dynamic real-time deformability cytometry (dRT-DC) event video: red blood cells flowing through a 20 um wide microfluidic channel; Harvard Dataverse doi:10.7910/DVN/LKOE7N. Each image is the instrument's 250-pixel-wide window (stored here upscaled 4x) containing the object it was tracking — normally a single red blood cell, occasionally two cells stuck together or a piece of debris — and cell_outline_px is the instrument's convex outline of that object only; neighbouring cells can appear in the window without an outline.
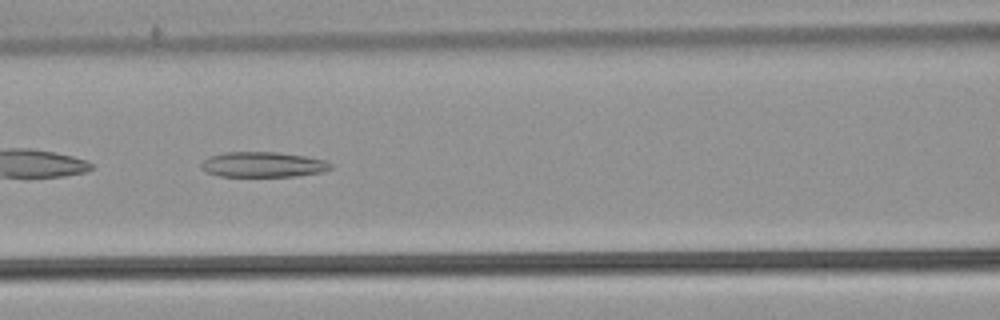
{"species": "common noctule bat (a hibernating species)", "species_latin": "Nyctalus noctula", "temperature_condition": "warm", "stored_images_in_passage": 30, "camera_frame_rate_fps": 3000, "um_per_image_px": 0.085, "animal": {"sex": "male", "body_mass_g": 21.5, "forearm_length_mm": 52.0}, "frame": {"image": 1, "passage_image": 7, "time_ms": 2.0, "image_size_px": [1000, 320], "cell_outline_px": [[332, 168], [320, 172], [296, 176], [220, 176], [204, 172], [200, 168], [200, 164], [208, 156], [224, 152], [276, 152], [304, 156], [324, 160], [332, 164]], "centroid_in_image_um": [22.29, 13.98], "position_along_channel_um": 144.3, "area_um2": 19.07}}
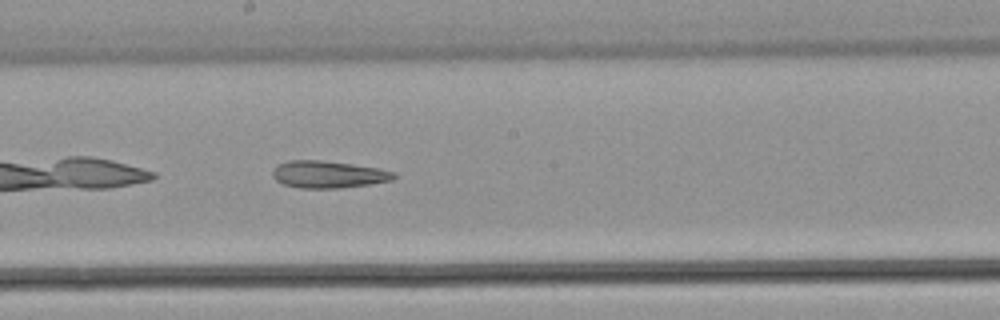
{"frame": {"image": 2, "passage_image": 13, "time_ms": 4.0, "image_size_px": [1000, 320], "cell_outline_px": [[396, 176], [392, 180], [368, 184], [340, 188], [300, 188], [284, 184], [276, 180], [272, 176], [272, 168], [276, 164], [288, 160], [320, 160], [352, 164], [376, 168], [396, 172]], "centroid_in_image_um": [27.85, 14.82], "position_along_channel_um": 220.4, "area_um2": 19.19}}
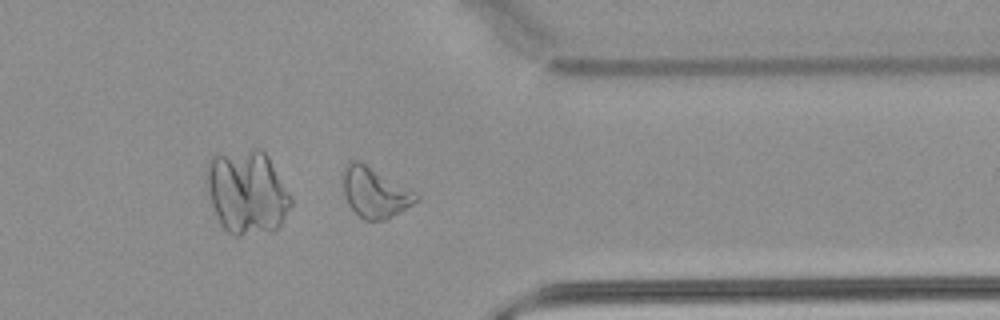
{"frame": {"image": 3, "passage_image": 26, "time_ms": 8.333, "image_size_px": [1000, 320], "cell_outline_px": [[420, 200], [388, 220], [364, 220], [348, 204], [344, 196], [340, 176], [340, 172], [344, 164], [352, 160], [360, 160], [416, 192], [420, 196]], "centroid_in_image_um": [31.83, 16.33], "position_along_channel_um": 379.6, "area_um2": 22.08}}